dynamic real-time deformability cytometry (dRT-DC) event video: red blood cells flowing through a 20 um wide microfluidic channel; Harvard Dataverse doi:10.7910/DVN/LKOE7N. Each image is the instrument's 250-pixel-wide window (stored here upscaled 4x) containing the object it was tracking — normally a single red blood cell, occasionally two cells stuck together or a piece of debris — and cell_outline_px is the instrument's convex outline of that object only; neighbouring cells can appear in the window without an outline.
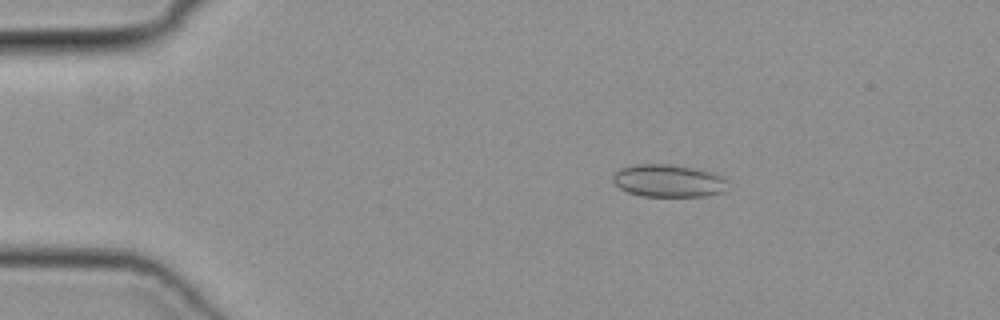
{"species": "common noctule bat (a hibernating species)", "species_latin": "Nyctalus noctula", "temperature_condition": "cold", "stored_images_in_passage": 42, "camera_frame_rate_fps": 3000, "um_per_image_px": 0.085, "animal": {"sex": "female", "body_mass_g": 19.3, "forearm_length_mm": 54.1}, "frame": {"image": 1, "passage_image": 1, "time_ms": 0.0, "image_size_px": [1000, 320], "cell_outline_px": [[724, 192], [704, 196], [644, 196], [628, 192], [620, 188], [612, 180], [612, 176], [620, 168], [636, 164], [668, 164], [692, 168], [712, 172], [720, 176], [724, 180]], "centroid_in_image_um": [56.76, 15.36], "position_along_channel_um": 28.2, "area_um2": 21.44}}
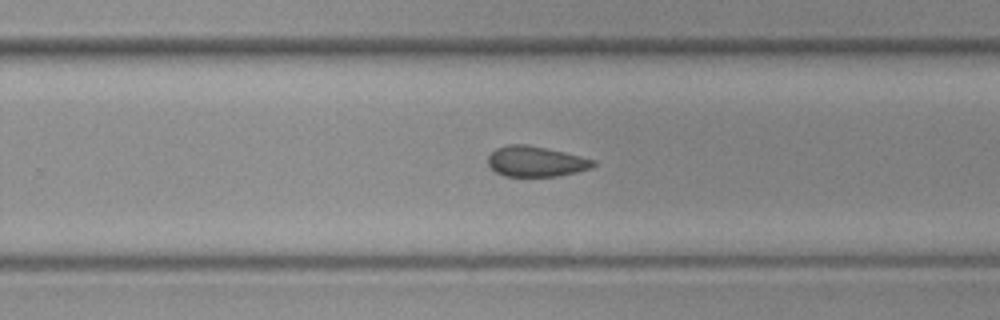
{"frame": {"image": 2, "passage_image": 24, "time_ms": 7.667, "image_size_px": [1000, 320], "cell_outline_px": [[596, 164], [592, 168], [576, 172], [556, 176], [504, 176], [496, 172], [488, 164], [488, 156], [496, 148], [508, 144], [528, 144], [564, 152], [596, 160]], "centroid_in_image_um": [45.55, 13.72], "position_along_channel_um": 284.3, "area_um2": 18.67}}
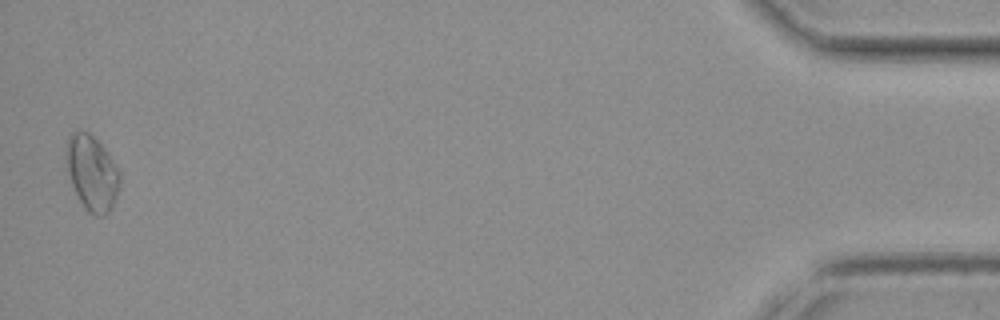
{"frame": {"image": 3, "passage_image": 41, "time_ms": 13.333, "image_size_px": [1000, 320], "cell_outline_px": [[120, 184], [112, 208], [104, 216], [96, 216], [88, 212], [84, 208], [72, 184], [68, 172], [64, 156], [64, 152], [68, 136], [72, 132], [88, 132], [108, 152], [120, 172]], "centroid_in_image_um": [7.81, 14.7], "position_along_channel_um": 427.4, "area_um2": 23.52}}